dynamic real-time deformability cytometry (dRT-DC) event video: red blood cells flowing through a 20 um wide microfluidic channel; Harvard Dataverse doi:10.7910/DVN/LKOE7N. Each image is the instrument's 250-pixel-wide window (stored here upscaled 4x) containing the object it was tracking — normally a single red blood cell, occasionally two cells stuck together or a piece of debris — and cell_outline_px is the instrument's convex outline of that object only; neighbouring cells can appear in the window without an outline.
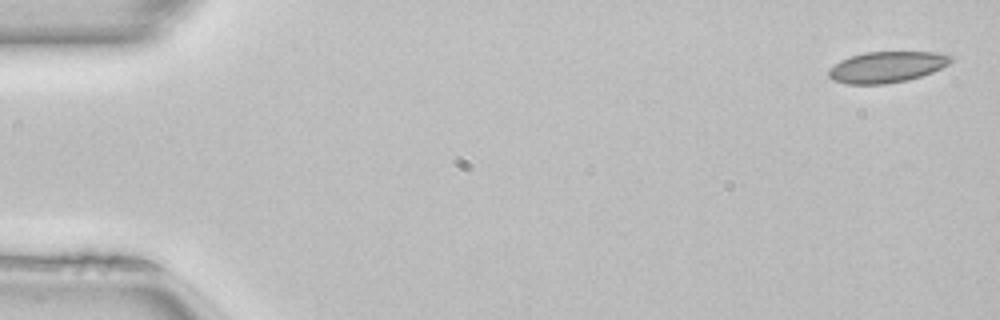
{"species": "common noctule bat (a hibernating species)", "species_latin": "Nyctalus noctula", "temperature_condition": "room temperature", "stored_images_in_passage": 50, "camera_frame_rate_fps": 3000, "um_per_image_px": 0.085, "animal": {"sex": "female", "body_mass_g": 22.7, "forearm_length_mm": 54.2}, "frame": {"image": 1, "passage_image": 1, "time_ms": 0.0, "image_size_px": [1000, 320], "cell_outline_px": [[952, 60], [948, 64], [932, 72], [908, 80], [884, 84], [848, 84], [832, 80], [828, 76], [828, 68], [840, 60], [864, 52], [936, 52], [952, 56]], "centroid_in_image_um": [75.33, 5.7], "position_along_channel_um": 9.7, "area_um2": 22.08}}
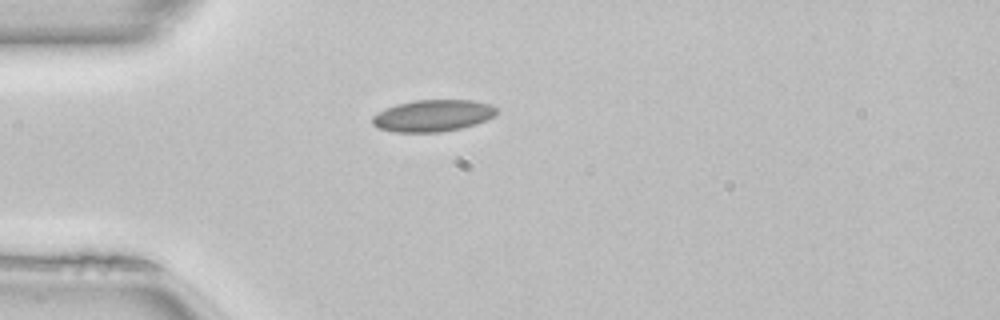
{"frame": {"image": 2, "passage_image": 13, "time_ms": 4.0, "image_size_px": [1000, 320], "cell_outline_px": [[496, 112], [492, 116], [476, 124], [460, 128], [440, 132], [396, 132], [380, 128], [372, 124], [372, 116], [396, 104], [416, 100], [472, 100], [492, 104], [496, 108]], "centroid_in_image_um": [36.79, 9.82], "position_along_channel_um": 48.2, "area_um2": 22.72}}
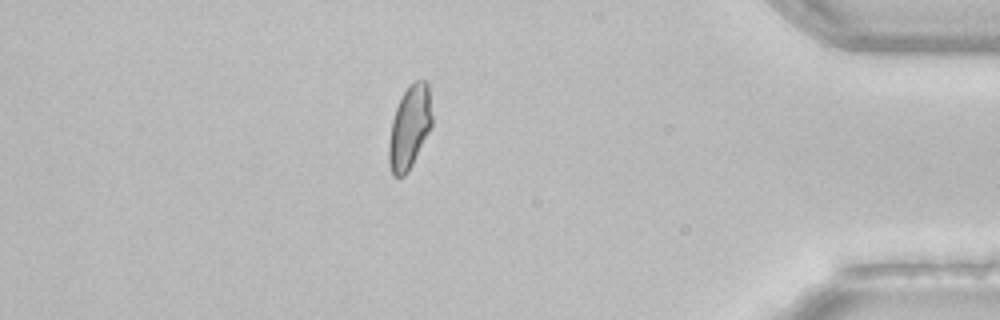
{"frame": {"image": 3, "passage_image": 43, "time_ms": 14.0, "image_size_px": [1000, 320], "cell_outline_px": [[432, 128], [408, 172], [404, 176], [392, 176], [388, 164], [388, 144], [392, 120], [396, 108], [404, 92], [416, 80], [428, 80], [432, 116]], "centroid_in_image_um": [34.82, 10.85], "position_along_channel_um": 400.4, "area_um2": 21.1}, "authors_computed_cell_mechanics": {"area_um2": 22.0507, "velocity_mm_per_s": 4.0811, "shape_relaxation_time_tau1_ms": null, "shape_relaxation_time_tau2_ms": 2.0948, "deformation_change_tau1": null, "deformation_change_tau2": 0.0429}}